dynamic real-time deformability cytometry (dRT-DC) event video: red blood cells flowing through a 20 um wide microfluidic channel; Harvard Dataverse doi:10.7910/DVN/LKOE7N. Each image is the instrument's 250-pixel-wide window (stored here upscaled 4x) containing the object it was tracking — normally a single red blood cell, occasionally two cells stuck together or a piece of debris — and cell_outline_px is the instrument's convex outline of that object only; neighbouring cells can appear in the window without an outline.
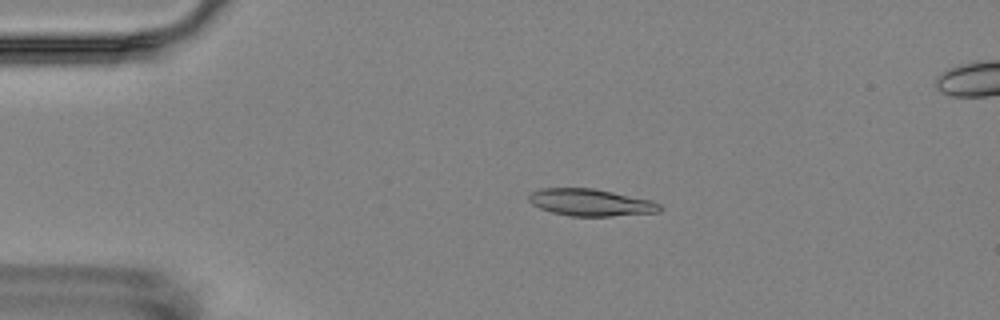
{"species": "Egyptian fruit bat (a non-hibernating species)", "species_latin": "Rousettus aegyptiacus", "temperature_condition": "room temperature", "stored_images_in_passage": 9, "camera_frame_rate_fps": 3000, "um_per_image_px": 0.085, "animal": {"sex": "female"}, "frame": {"image": 1, "passage_image": 2, "time_ms": 1.333, "image_size_px": [1000, 320], "cell_outline_px": [[664, 208], [660, 212], [612, 216], [568, 216], [552, 212], [540, 208], [532, 204], [528, 200], [528, 196], [532, 192], [540, 188], [592, 188], [652, 200], [660, 204]], "centroid_in_image_um": [50.22, 17.21], "position_along_channel_um": 34.8, "area_um2": 20.69}}
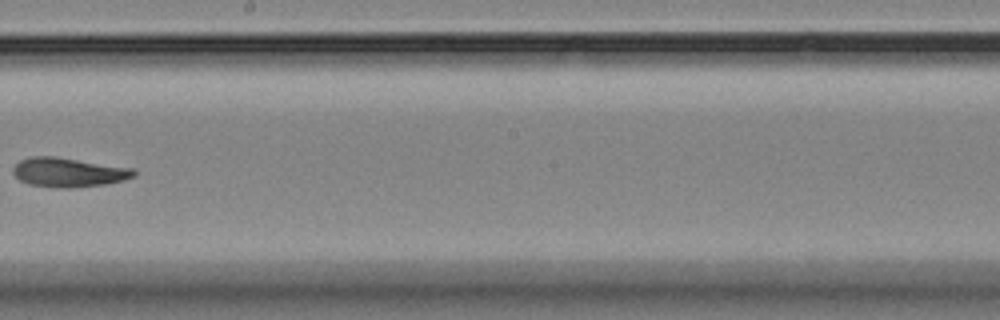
{"frame": {"image": 2, "passage_image": 8, "time_ms": 8.333, "image_size_px": [1000, 320], "cell_outline_px": [[136, 176], [124, 180], [104, 184], [68, 188], [60, 188], [28, 184], [20, 180], [12, 172], [12, 168], [20, 160], [32, 156], [52, 156], [132, 168], [136, 172]], "centroid_in_image_um": [5.8, 14.65], "position_along_channel_um": 242.4, "area_um2": 20.4}}
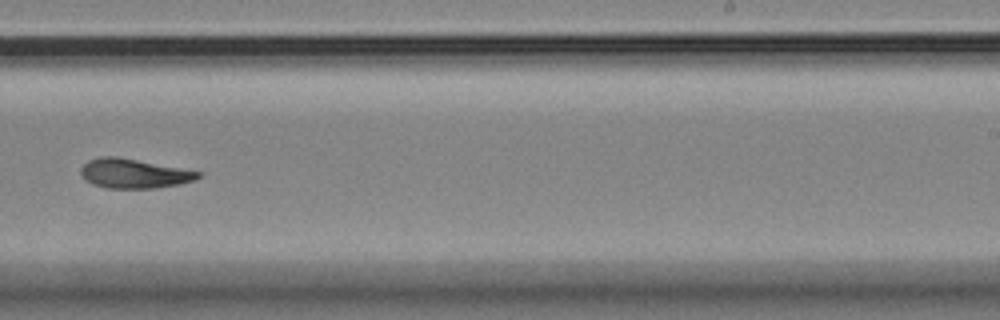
{"frame": {"image": 3, "passage_image": 9, "time_ms": 9.333, "image_size_px": [1000, 320], "cell_outline_px": [[200, 176], [196, 180], [180, 184], [156, 188], [108, 188], [92, 184], [80, 172], [80, 168], [88, 160], [100, 156], [116, 156], [200, 172]], "centroid_in_image_um": [11.36, 14.75], "position_along_channel_um": 277.6, "area_um2": 19.83}}